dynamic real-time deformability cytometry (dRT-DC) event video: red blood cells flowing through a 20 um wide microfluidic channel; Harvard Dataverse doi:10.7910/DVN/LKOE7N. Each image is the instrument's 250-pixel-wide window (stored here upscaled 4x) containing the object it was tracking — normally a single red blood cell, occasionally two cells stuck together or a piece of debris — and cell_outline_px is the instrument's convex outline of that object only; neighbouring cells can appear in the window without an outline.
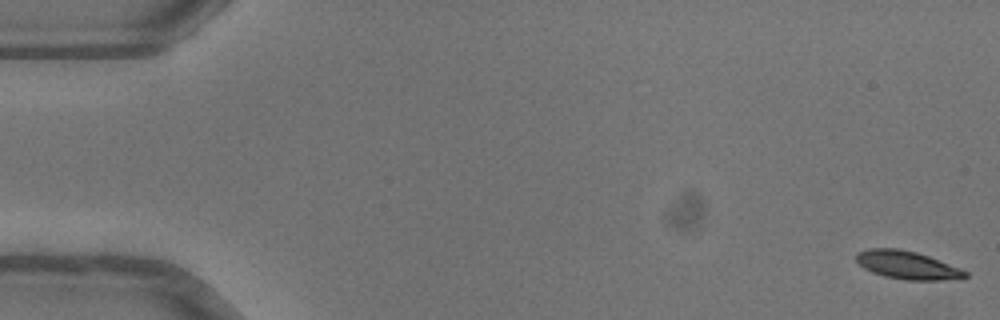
{"species": "common noctule bat (a hibernating species)", "species_latin": "Nyctalus noctula", "temperature_condition": "warm", "stored_images_in_passage": 16, "camera_frame_rate_fps": 3000, "um_per_image_px": 0.085, "animal": {"sex": "female"}, "frame": {"image": 1, "passage_image": 1, "time_ms": 0.0, "image_size_px": [1000, 320], "cell_outline_px": [[968, 276], [960, 280], [904, 280], [884, 276], [872, 272], [864, 268], [856, 260], [856, 252], [868, 248], [896, 248], [916, 252], [928, 256], [960, 268], [968, 272]], "centroid_in_image_um": [77.14, 22.54], "position_along_channel_um": 7.9, "area_um2": 17.98}}